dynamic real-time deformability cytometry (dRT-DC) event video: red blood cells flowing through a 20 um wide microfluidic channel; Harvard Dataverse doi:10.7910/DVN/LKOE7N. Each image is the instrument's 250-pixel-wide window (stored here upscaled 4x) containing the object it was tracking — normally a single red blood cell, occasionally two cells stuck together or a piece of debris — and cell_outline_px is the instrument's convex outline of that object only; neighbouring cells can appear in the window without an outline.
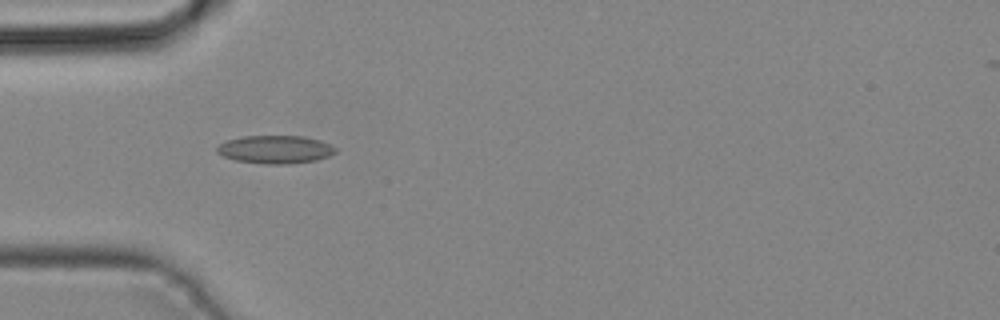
{"species": "common noctule bat (a hibernating species)", "species_latin": "Nyctalus noctula", "temperature_condition": "cold", "stored_images_in_passage": 42, "camera_frame_rate_fps": 3000, "um_per_image_px": 0.085, "animal": {"sex": "male", "body_mass_g": 19.2, "forearm_length_mm": 51.8}, "frame": {"image": 1, "passage_image": 13, "time_ms": 4.0, "image_size_px": [1000, 320], "cell_outline_px": [[336, 152], [328, 156], [316, 160], [288, 164], [264, 164], [236, 160], [224, 156], [216, 152], [216, 148], [220, 144], [228, 140], [244, 136], [304, 136], [320, 140], [332, 144], [336, 148]], "centroid_in_image_um": [23.43, 12.7], "position_along_channel_um": 61.6, "area_um2": 19.36}}
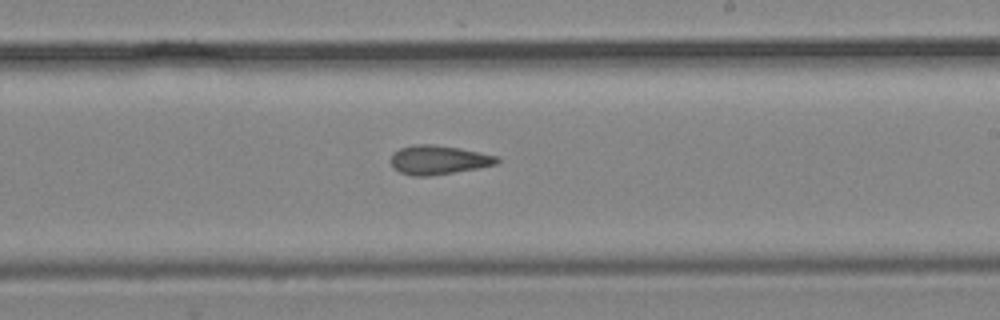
{"frame": {"image": 2, "passage_image": 25, "time_ms": 8.0, "image_size_px": [1000, 320], "cell_outline_px": [[500, 160], [496, 164], [480, 168], [428, 176], [412, 176], [400, 172], [392, 168], [392, 152], [400, 148], [416, 144], [432, 144], [460, 148], [500, 156]], "centroid_in_image_um": [37.29, 13.59], "position_along_channel_um": 251.7, "area_um2": 18.09}}
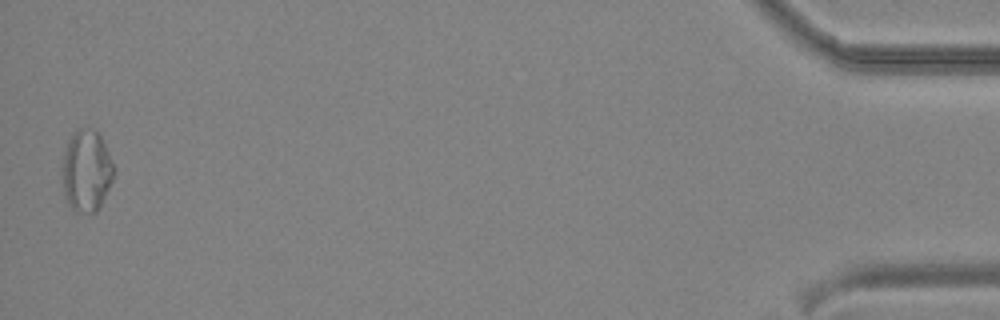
{"frame": {"image": 3, "passage_image": 42, "time_ms": 13.667, "image_size_px": [1000, 320], "cell_outline_px": [[116, 172], [96, 212], [76, 212], [68, 204], [64, 196], [60, 176], [60, 168], [64, 152], [76, 128], [92, 128], [100, 136], [116, 168]], "centroid_in_image_um": [7.32, 14.52], "position_along_channel_um": 427.9, "area_um2": 24.8}}